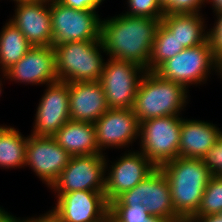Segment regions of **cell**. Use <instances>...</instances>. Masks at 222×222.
<instances>
[{
    "label": "cell",
    "mask_w": 222,
    "mask_h": 222,
    "mask_svg": "<svg viewBox=\"0 0 222 222\" xmlns=\"http://www.w3.org/2000/svg\"><path fill=\"white\" fill-rule=\"evenodd\" d=\"M161 19L123 12L102 20L101 40L108 58L131 61L149 71L155 33Z\"/></svg>",
    "instance_id": "1"
},
{
    "label": "cell",
    "mask_w": 222,
    "mask_h": 222,
    "mask_svg": "<svg viewBox=\"0 0 222 222\" xmlns=\"http://www.w3.org/2000/svg\"><path fill=\"white\" fill-rule=\"evenodd\" d=\"M168 180L175 213L189 220L198 210L212 173L202 159L177 157L159 167Z\"/></svg>",
    "instance_id": "2"
},
{
    "label": "cell",
    "mask_w": 222,
    "mask_h": 222,
    "mask_svg": "<svg viewBox=\"0 0 222 222\" xmlns=\"http://www.w3.org/2000/svg\"><path fill=\"white\" fill-rule=\"evenodd\" d=\"M188 91L183 85L146 70L138 85L132 110L139 123L151 118L180 116L188 104Z\"/></svg>",
    "instance_id": "3"
},
{
    "label": "cell",
    "mask_w": 222,
    "mask_h": 222,
    "mask_svg": "<svg viewBox=\"0 0 222 222\" xmlns=\"http://www.w3.org/2000/svg\"><path fill=\"white\" fill-rule=\"evenodd\" d=\"M53 48L58 80L68 83L99 81L105 65L101 53L106 54L102 40L66 42Z\"/></svg>",
    "instance_id": "4"
},
{
    "label": "cell",
    "mask_w": 222,
    "mask_h": 222,
    "mask_svg": "<svg viewBox=\"0 0 222 222\" xmlns=\"http://www.w3.org/2000/svg\"><path fill=\"white\" fill-rule=\"evenodd\" d=\"M215 70L222 78V62L213 54L208 39L194 47L185 48L173 58L163 62L154 72L161 78L189 86L206 83Z\"/></svg>",
    "instance_id": "5"
},
{
    "label": "cell",
    "mask_w": 222,
    "mask_h": 222,
    "mask_svg": "<svg viewBox=\"0 0 222 222\" xmlns=\"http://www.w3.org/2000/svg\"><path fill=\"white\" fill-rule=\"evenodd\" d=\"M182 116L151 118L139 123L142 152L156 167L179 157Z\"/></svg>",
    "instance_id": "6"
},
{
    "label": "cell",
    "mask_w": 222,
    "mask_h": 222,
    "mask_svg": "<svg viewBox=\"0 0 222 222\" xmlns=\"http://www.w3.org/2000/svg\"><path fill=\"white\" fill-rule=\"evenodd\" d=\"M50 15L53 46L101 40L102 19L95 10H78L50 0Z\"/></svg>",
    "instance_id": "7"
},
{
    "label": "cell",
    "mask_w": 222,
    "mask_h": 222,
    "mask_svg": "<svg viewBox=\"0 0 222 222\" xmlns=\"http://www.w3.org/2000/svg\"><path fill=\"white\" fill-rule=\"evenodd\" d=\"M138 204L146 207V210L152 216L161 217L170 222H184L175 213L168 180L159 167L109 205Z\"/></svg>",
    "instance_id": "8"
},
{
    "label": "cell",
    "mask_w": 222,
    "mask_h": 222,
    "mask_svg": "<svg viewBox=\"0 0 222 222\" xmlns=\"http://www.w3.org/2000/svg\"><path fill=\"white\" fill-rule=\"evenodd\" d=\"M146 69L131 61L108 58L99 82L109 108L133 107L140 80Z\"/></svg>",
    "instance_id": "9"
},
{
    "label": "cell",
    "mask_w": 222,
    "mask_h": 222,
    "mask_svg": "<svg viewBox=\"0 0 222 222\" xmlns=\"http://www.w3.org/2000/svg\"><path fill=\"white\" fill-rule=\"evenodd\" d=\"M105 154L72 156L57 180L49 188L55 193L78 190H105Z\"/></svg>",
    "instance_id": "10"
},
{
    "label": "cell",
    "mask_w": 222,
    "mask_h": 222,
    "mask_svg": "<svg viewBox=\"0 0 222 222\" xmlns=\"http://www.w3.org/2000/svg\"><path fill=\"white\" fill-rule=\"evenodd\" d=\"M56 197V205L48 212L58 222H103L109 216L104 191L78 190Z\"/></svg>",
    "instance_id": "11"
},
{
    "label": "cell",
    "mask_w": 222,
    "mask_h": 222,
    "mask_svg": "<svg viewBox=\"0 0 222 222\" xmlns=\"http://www.w3.org/2000/svg\"><path fill=\"white\" fill-rule=\"evenodd\" d=\"M120 156L108 168L106 160L107 176H105V198L108 204L116 200L124 192L135 187L157 167L140 151L129 150ZM110 169V170H109Z\"/></svg>",
    "instance_id": "12"
},
{
    "label": "cell",
    "mask_w": 222,
    "mask_h": 222,
    "mask_svg": "<svg viewBox=\"0 0 222 222\" xmlns=\"http://www.w3.org/2000/svg\"><path fill=\"white\" fill-rule=\"evenodd\" d=\"M71 157L53 137L28 136L25 166H29L49 188L62 173Z\"/></svg>",
    "instance_id": "13"
},
{
    "label": "cell",
    "mask_w": 222,
    "mask_h": 222,
    "mask_svg": "<svg viewBox=\"0 0 222 222\" xmlns=\"http://www.w3.org/2000/svg\"><path fill=\"white\" fill-rule=\"evenodd\" d=\"M46 87L36 109L33 136L52 137L70 120L68 82L58 80Z\"/></svg>",
    "instance_id": "14"
},
{
    "label": "cell",
    "mask_w": 222,
    "mask_h": 222,
    "mask_svg": "<svg viewBox=\"0 0 222 222\" xmlns=\"http://www.w3.org/2000/svg\"><path fill=\"white\" fill-rule=\"evenodd\" d=\"M97 146L102 154L106 148L129 147L139 139V122L131 108H109L95 123ZM134 141V142H133Z\"/></svg>",
    "instance_id": "15"
},
{
    "label": "cell",
    "mask_w": 222,
    "mask_h": 222,
    "mask_svg": "<svg viewBox=\"0 0 222 222\" xmlns=\"http://www.w3.org/2000/svg\"><path fill=\"white\" fill-rule=\"evenodd\" d=\"M2 77L31 85H47L58 81L53 46H32Z\"/></svg>",
    "instance_id": "16"
},
{
    "label": "cell",
    "mask_w": 222,
    "mask_h": 222,
    "mask_svg": "<svg viewBox=\"0 0 222 222\" xmlns=\"http://www.w3.org/2000/svg\"><path fill=\"white\" fill-rule=\"evenodd\" d=\"M14 23L32 46H53L50 0L16 2Z\"/></svg>",
    "instance_id": "17"
},
{
    "label": "cell",
    "mask_w": 222,
    "mask_h": 222,
    "mask_svg": "<svg viewBox=\"0 0 222 222\" xmlns=\"http://www.w3.org/2000/svg\"><path fill=\"white\" fill-rule=\"evenodd\" d=\"M70 120L95 123L108 109L99 81L69 82Z\"/></svg>",
    "instance_id": "18"
},
{
    "label": "cell",
    "mask_w": 222,
    "mask_h": 222,
    "mask_svg": "<svg viewBox=\"0 0 222 222\" xmlns=\"http://www.w3.org/2000/svg\"><path fill=\"white\" fill-rule=\"evenodd\" d=\"M222 130L213 123L182 118L179 142V157L202 159L213 147Z\"/></svg>",
    "instance_id": "19"
},
{
    "label": "cell",
    "mask_w": 222,
    "mask_h": 222,
    "mask_svg": "<svg viewBox=\"0 0 222 222\" xmlns=\"http://www.w3.org/2000/svg\"><path fill=\"white\" fill-rule=\"evenodd\" d=\"M52 137L71 156L102 154L97 146L94 123L69 120Z\"/></svg>",
    "instance_id": "20"
},
{
    "label": "cell",
    "mask_w": 222,
    "mask_h": 222,
    "mask_svg": "<svg viewBox=\"0 0 222 222\" xmlns=\"http://www.w3.org/2000/svg\"><path fill=\"white\" fill-rule=\"evenodd\" d=\"M202 13H165L161 23L184 48L198 46L207 40V24ZM206 30V31H205Z\"/></svg>",
    "instance_id": "21"
},
{
    "label": "cell",
    "mask_w": 222,
    "mask_h": 222,
    "mask_svg": "<svg viewBox=\"0 0 222 222\" xmlns=\"http://www.w3.org/2000/svg\"><path fill=\"white\" fill-rule=\"evenodd\" d=\"M28 136L16 128L0 125V168H24Z\"/></svg>",
    "instance_id": "22"
},
{
    "label": "cell",
    "mask_w": 222,
    "mask_h": 222,
    "mask_svg": "<svg viewBox=\"0 0 222 222\" xmlns=\"http://www.w3.org/2000/svg\"><path fill=\"white\" fill-rule=\"evenodd\" d=\"M32 47L18 27L10 20L0 32V71L2 74L16 64Z\"/></svg>",
    "instance_id": "23"
},
{
    "label": "cell",
    "mask_w": 222,
    "mask_h": 222,
    "mask_svg": "<svg viewBox=\"0 0 222 222\" xmlns=\"http://www.w3.org/2000/svg\"><path fill=\"white\" fill-rule=\"evenodd\" d=\"M184 49L173 34L160 22L155 33L149 71H155L163 62L173 58Z\"/></svg>",
    "instance_id": "24"
},
{
    "label": "cell",
    "mask_w": 222,
    "mask_h": 222,
    "mask_svg": "<svg viewBox=\"0 0 222 222\" xmlns=\"http://www.w3.org/2000/svg\"><path fill=\"white\" fill-rule=\"evenodd\" d=\"M109 219L110 222H170L150 215L142 204L109 205Z\"/></svg>",
    "instance_id": "25"
},
{
    "label": "cell",
    "mask_w": 222,
    "mask_h": 222,
    "mask_svg": "<svg viewBox=\"0 0 222 222\" xmlns=\"http://www.w3.org/2000/svg\"><path fill=\"white\" fill-rule=\"evenodd\" d=\"M222 211V176L212 175L193 216L219 214Z\"/></svg>",
    "instance_id": "26"
},
{
    "label": "cell",
    "mask_w": 222,
    "mask_h": 222,
    "mask_svg": "<svg viewBox=\"0 0 222 222\" xmlns=\"http://www.w3.org/2000/svg\"><path fill=\"white\" fill-rule=\"evenodd\" d=\"M128 10L125 15L162 19L164 8L158 0H127Z\"/></svg>",
    "instance_id": "27"
},
{
    "label": "cell",
    "mask_w": 222,
    "mask_h": 222,
    "mask_svg": "<svg viewBox=\"0 0 222 222\" xmlns=\"http://www.w3.org/2000/svg\"><path fill=\"white\" fill-rule=\"evenodd\" d=\"M202 161L212 175L222 176V132L219 135L217 143L202 157Z\"/></svg>",
    "instance_id": "28"
},
{
    "label": "cell",
    "mask_w": 222,
    "mask_h": 222,
    "mask_svg": "<svg viewBox=\"0 0 222 222\" xmlns=\"http://www.w3.org/2000/svg\"><path fill=\"white\" fill-rule=\"evenodd\" d=\"M216 21L212 28L207 29V39L213 54L222 62V12L215 13Z\"/></svg>",
    "instance_id": "29"
},
{
    "label": "cell",
    "mask_w": 222,
    "mask_h": 222,
    "mask_svg": "<svg viewBox=\"0 0 222 222\" xmlns=\"http://www.w3.org/2000/svg\"><path fill=\"white\" fill-rule=\"evenodd\" d=\"M207 0H172L165 8V13H200Z\"/></svg>",
    "instance_id": "30"
},
{
    "label": "cell",
    "mask_w": 222,
    "mask_h": 222,
    "mask_svg": "<svg viewBox=\"0 0 222 222\" xmlns=\"http://www.w3.org/2000/svg\"><path fill=\"white\" fill-rule=\"evenodd\" d=\"M66 7L78 10H97L101 3L105 0H56Z\"/></svg>",
    "instance_id": "31"
},
{
    "label": "cell",
    "mask_w": 222,
    "mask_h": 222,
    "mask_svg": "<svg viewBox=\"0 0 222 222\" xmlns=\"http://www.w3.org/2000/svg\"><path fill=\"white\" fill-rule=\"evenodd\" d=\"M192 222H222V217L219 214H210L205 216H192Z\"/></svg>",
    "instance_id": "32"
},
{
    "label": "cell",
    "mask_w": 222,
    "mask_h": 222,
    "mask_svg": "<svg viewBox=\"0 0 222 222\" xmlns=\"http://www.w3.org/2000/svg\"><path fill=\"white\" fill-rule=\"evenodd\" d=\"M27 222H58L49 212L38 217L26 218Z\"/></svg>",
    "instance_id": "33"
},
{
    "label": "cell",
    "mask_w": 222,
    "mask_h": 222,
    "mask_svg": "<svg viewBox=\"0 0 222 222\" xmlns=\"http://www.w3.org/2000/svg\"><path fill=\"white\" fill-rule=\"evenodd\" d=\"M14 216L0 207V222H10Z\"/></svg>",
    "instance_id": "34"
},
{
    "label": "cell",
    "mask_w": 222,
    "mask_h": 222,
    "mask_svg": "<svg viewBox=\"0 0 222 222\" xmlns=\"http://www.w3.org/2000/svg\"><path fill=\"white\" fill-rule=\"evenodd\" d=\"M208 3L212 5V10L214 9V13L222 12V0H207V4Z\"/></svg>",
    "instance_id": "35"
},
{
    "label": "cell",
    "mask_w": 222,
    "mask_h": 222,
    "mask_svg": "<svg viewBox=\"0 0 222 222\" xmlns=\"http://www.w3.org/2000/svg\"><path fill=\"white\" fill-rule=\"evenodd\" d=\"M163 8H165L172 0H158Z\"/></svg>",
    "instance_id": "36"
},
{
    "label": "cell",
    "mask_w": 222,
    "mask_h": 222,
    "mask_svg": "<svg viewBox=\"0 0 222 222\" xmlns=\"http://www.w3.org/2000/svg\"><path fill=\"white\" fill-rule=\"evenodd\" d=\"M10 222H27L26 219H20L14 216Z\"/></svg>",
    "instance_id": "37"
},
{
    "label": "cell",
    "mask_w": 222,
    "mask_h": 222,
    "mask_svg": "<svg viewBox=\"0 0 222 222\" xmlns=\"http://www.w3.org/2000/svg\"><path fill=\"white\" fill-rule=\"evenodd\" d=\"M1 79V78H0ZM2 80H0V95H1V93H2Z\"/></svg>",
    "instance_id": "38"
},
{
    "label": "cell",
    "mask_w": 222,
    "mask_h": 222,
    "mask_svg": "<svg viewBox=\"0 0 222 222\" xmlns=\"http://www.w3.org/2000/svg\"><path fill=\"white\" fill-rule=\"evenodd\" d=\"M103 222H110L109 216Z\"/></svg>",
    "instance_id": "39"
},
{
    "label": "cell",
    "mask_w": 222,
    "mask_h": 222,
    "mask_svg": "<svg viewBox=\"0 0 222 222\" xmlns=\"http://www.w3.org/2000/svg\"><path fill=\"white\" fill-rule=\"evenodd\" d=\"M12 1H14L16 3V2L27 1V0H12Z\"/></svg>",
    "instance_id": "40"
}]
</instances>
